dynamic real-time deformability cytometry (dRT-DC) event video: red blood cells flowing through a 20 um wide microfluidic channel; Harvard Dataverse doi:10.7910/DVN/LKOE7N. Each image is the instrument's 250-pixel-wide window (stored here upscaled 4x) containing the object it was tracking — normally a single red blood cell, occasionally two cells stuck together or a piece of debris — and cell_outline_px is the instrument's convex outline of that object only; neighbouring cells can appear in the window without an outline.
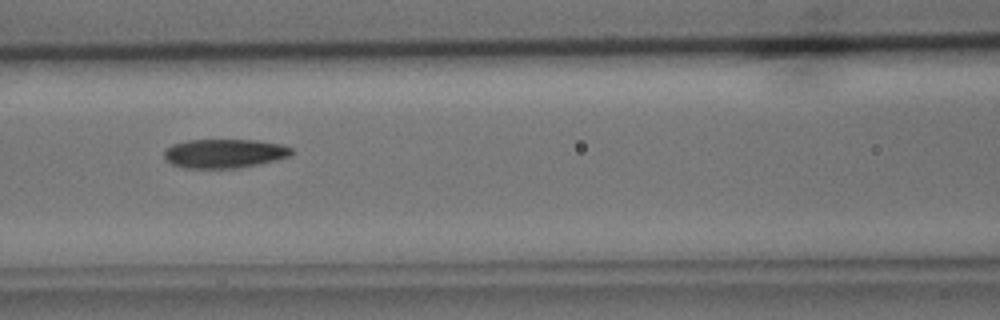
{"species": "common noctule bat (a hibernating species)", "species_latin": "Nyctalus noctula", "temperature_condition": "cold", "stored_images_in_passage": 8, "camera_frame_rate_fps": 3000, "um_per_image_px": 0.085, "animal": {"sex": "male", "body_mass_g": 15.6}, "frame": {"image": 1, "passage_image": 7, "time_ms": 7.0, "image_size_px": [1000, 320], "cell_outline_px": [[296, 152], [292, 156], [260, 164], [240, 168], [184, 168], [172, 164], [164, 160], [164, 152], [172, 144], [188, 140], [256, 140], [280, 144], [292, 148]], "centroid_in_image_um": [19.11, 13.05], "position_along_channel_um": 147.5, "area_um2": 21.79}}
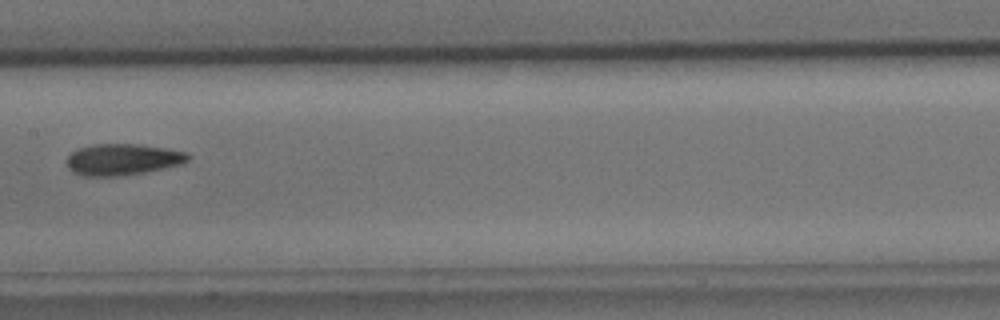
{"frame": {"image": 2, "passage_image": 8, "time_ms": 8.333, "image_size_px": [1000, 320], "cell_outline_px": [[192, 156], [184, 164], [144, 172], [116, 176], [80, 176], [72, 172], [68, 168], [64, 160], [76, 148], [96, 144], [140, 144], [188, 152]], "centroid_in_image_um": [10.4, 13.55], "position_along_channel_um": 197.0, "area_um2": 22.48}}